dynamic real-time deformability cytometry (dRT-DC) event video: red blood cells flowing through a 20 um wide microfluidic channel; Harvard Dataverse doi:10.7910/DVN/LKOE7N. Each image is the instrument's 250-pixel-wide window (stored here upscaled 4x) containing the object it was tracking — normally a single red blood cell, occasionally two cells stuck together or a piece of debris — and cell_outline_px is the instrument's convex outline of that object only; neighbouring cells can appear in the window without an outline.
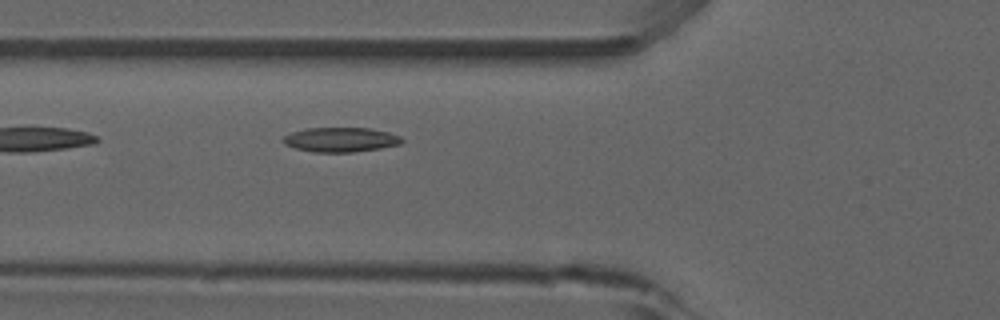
{"species": "common noctule bat (a hibernating species)", "species_latin": "Nyctalus noctula", "temperature_condition": "room temperature", "stored_images_in_passage": 6, "camera_frame_rate_fps": 3000, "um_per_image_px": 0.085, "animal": {"sex": "male", "forearm_length_mm": 52.5}, "frame": {"image": 1, "passage_image": 6, "time_ms": 5.667, "image_size_px": [1000, 320], "cell_outline_px": [[404, 140], [400, 144], [380, 148], [352, 152], [312, 152], [296, 148], [284, 144], [280, 140], [284, 136], [292, 132], [308, 128], [372, 128], [388, 132], [400, 136]], "centroid_in_image_um": [28.95, 11.87], "position_along_channel_um": 96.9, "area_um2": 16.99}}